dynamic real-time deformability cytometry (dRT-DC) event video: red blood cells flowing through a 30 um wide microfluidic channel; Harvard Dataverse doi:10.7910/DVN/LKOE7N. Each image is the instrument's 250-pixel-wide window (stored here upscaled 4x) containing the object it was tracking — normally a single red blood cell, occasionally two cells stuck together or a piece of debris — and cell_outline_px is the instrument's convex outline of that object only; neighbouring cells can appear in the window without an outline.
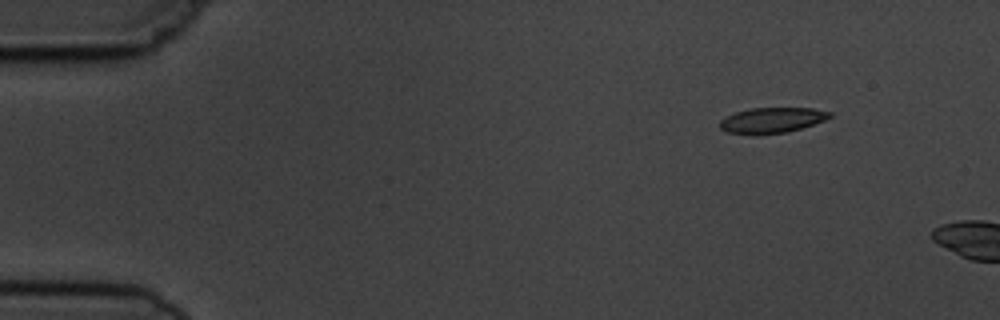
{"species": "common noctule bat (a hibernating species)", "species_latin": "Nyctalus noctula", "temperature_condition": "cold", "stored_images_in_passage": 3, "camera_frame_rate_fps": 3000, "um_per_image_px": 0.085, "animal": {"sex": "male", "body_mass_g": 19.5, "forearm_length_mm": 54.6}, "frame": {"image": 1, "passage_image": 1, "time_ms": 0.0, "image_size_px": [1000, 320], "cell_outline_px": [[832, 116], [824, 120], [788, 132], [728, 132], [720, 128], [720, 120], [736, 112], [752, 108], [812, 108], [832, 112]], "centroid_in_image_um": [65.67, 10.17], "position_along_channel_um": 19.3, "area_um2": 15.49}}